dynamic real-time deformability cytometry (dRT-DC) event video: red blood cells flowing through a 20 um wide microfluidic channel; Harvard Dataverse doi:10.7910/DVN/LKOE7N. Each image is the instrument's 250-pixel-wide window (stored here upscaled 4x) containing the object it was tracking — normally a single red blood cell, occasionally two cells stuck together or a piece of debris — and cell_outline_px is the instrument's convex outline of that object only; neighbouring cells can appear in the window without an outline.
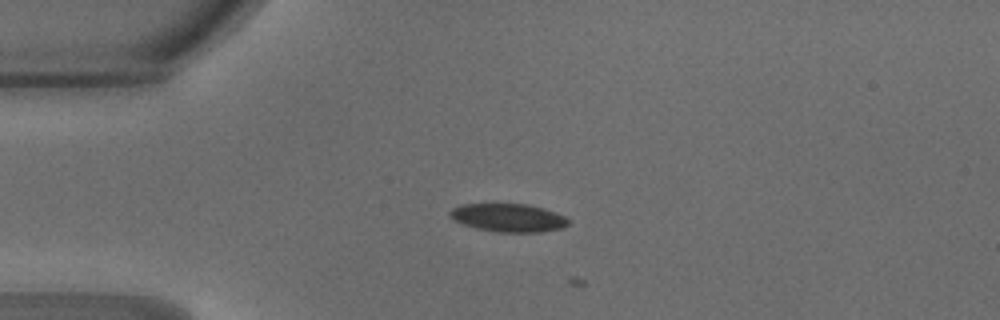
{"species": "common noctule bat (a hibernating species)", "species_latin": "Nyctalus noctula", "temperature_condition": "warm", "stored_images_in_passage": 3, "camera_frame_rate_fps": 3000, "um_per_image_px": 0.085, "animal": {"sex": "male", "body_mass_g": 18.8}, "frame": {"image": 1, "passage_image": 2, "time_ms": 0.333, "image_size_px": [1000, 320], "cell_outline_px": [[568, 224], [564, 228], [540, 232], [500, 232], [476, 228], [452, 220], [448, 212], [452, 208], [464, 204], [528, 204], [544, 208], [556, 212], [564, 216], [568, 220]], "centroid_in_image_um": [43.22, 18.5], "position_along_channel_um": 41.8, "area_um2": 19.48}}